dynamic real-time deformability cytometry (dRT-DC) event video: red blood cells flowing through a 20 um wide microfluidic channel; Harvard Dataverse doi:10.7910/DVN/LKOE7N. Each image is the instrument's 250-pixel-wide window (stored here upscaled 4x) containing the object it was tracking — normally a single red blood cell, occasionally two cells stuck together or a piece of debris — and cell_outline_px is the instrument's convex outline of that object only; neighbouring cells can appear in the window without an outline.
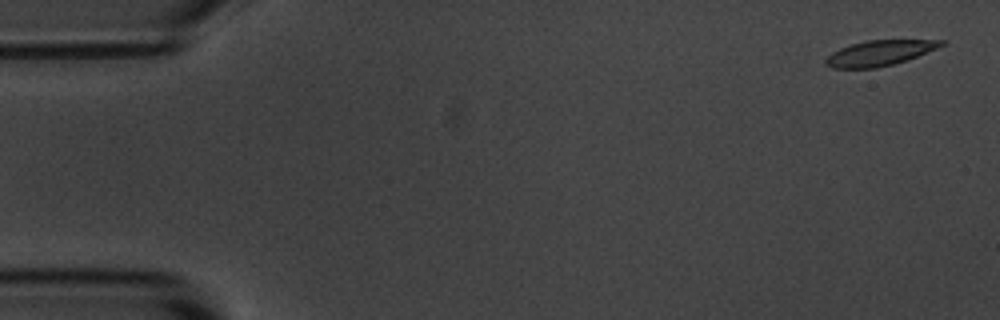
{"species": "common noctule bat (a hibernating species)", "species_latin": "Nyctalus noctula", "temperature_condition": "room temperature", "stored_images_in_passage": 2, "camera_frame_rate_fps": 3000, "um_per_image_px": 0.085, "animal": {"sex": "male", "body_mass_g": 20.1, "forearm_length_mm": 53.5}, "frame": {"image": 1, "passage_image": 1, "time_ms": 0.0, "image_size_px": [1000, 320], "cell_outline_px": [[948, 40], [944, 44], [936, 48], [916, 56], [892, 64], [876, 68], [832, 68], [824, 64], [824, 60], [832, 52], [840, 48], [864, 40]], "centroid_in_image_um": [74.7, 4.5], "position_along_channel_um": 10.3, "area_um2": 16.82}}